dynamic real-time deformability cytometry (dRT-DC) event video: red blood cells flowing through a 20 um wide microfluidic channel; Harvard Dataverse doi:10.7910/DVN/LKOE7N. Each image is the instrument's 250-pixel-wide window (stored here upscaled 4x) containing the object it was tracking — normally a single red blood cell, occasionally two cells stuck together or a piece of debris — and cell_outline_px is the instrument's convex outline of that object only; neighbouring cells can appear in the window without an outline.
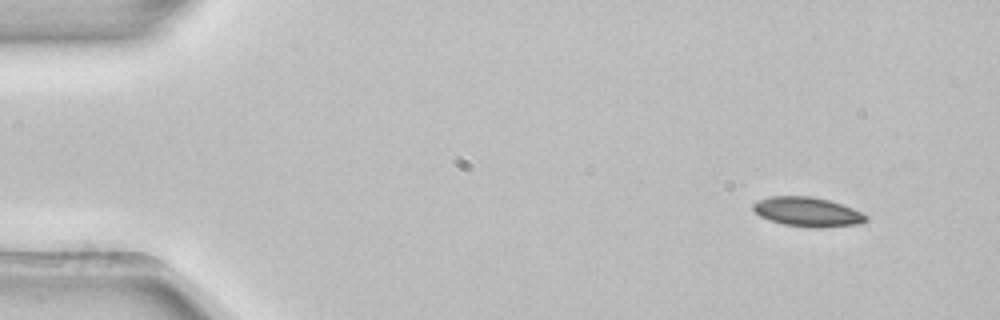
{"species": "common noctule bat (a hibernating species)", "species_latin": "Nyctalus noctula", "temperature_condition": "room temperature", "stored_images_in_passage": 4, "camera_frame_rate_fps": 3000, "um_per_image_px": 0.085, "animal": {"sex": "female", "body_mass_g": 22.7, "forearm_length_mm": 54.2}, "frame": {"image": 1, "passage_image": 1, "time_ms": 0.0, "image_size_px": [1000, 320], "cell_outline_px": [[868, 220], [860, 224], [820, 228], [812, 228], [784, 224], [768, 220], [760, 216], [752, 208], [752, 204], [756, 200], [768, 196], [812, 196], [828, 200], [852, 208], [868, 216]], "centroid_in_image_um": [68.61, 18.01], "position_along_channel_um": 16.4, "area_um2": 19.48}}
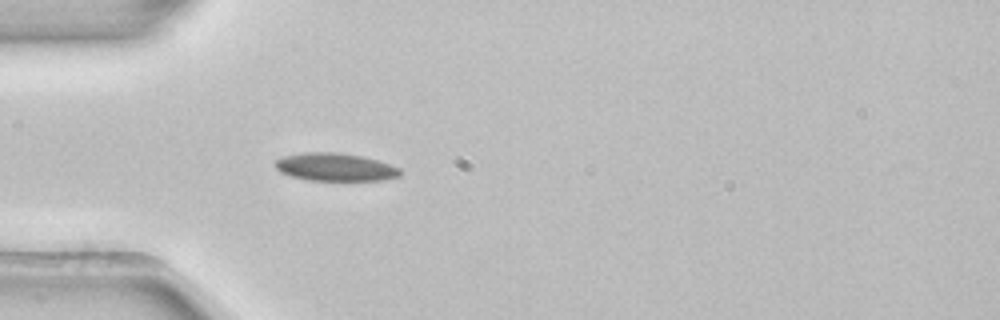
{"frame": {"image": 2, "passage_image": 4, "time_ms": 1.0, "image_size_px": [1000, 320], "cell_outline_px": [[400, 176], [384, 180], [308, 180], [292, 176], [280, 172], [276, 168], [276, 160], [284, 156], [304, 152], [340, 152], [364, 156], [400, 168]], "centroid_in_image_um": [28.5, 14.19], "position_along_channel_um": 56.5, "area_um2": 20.23}}